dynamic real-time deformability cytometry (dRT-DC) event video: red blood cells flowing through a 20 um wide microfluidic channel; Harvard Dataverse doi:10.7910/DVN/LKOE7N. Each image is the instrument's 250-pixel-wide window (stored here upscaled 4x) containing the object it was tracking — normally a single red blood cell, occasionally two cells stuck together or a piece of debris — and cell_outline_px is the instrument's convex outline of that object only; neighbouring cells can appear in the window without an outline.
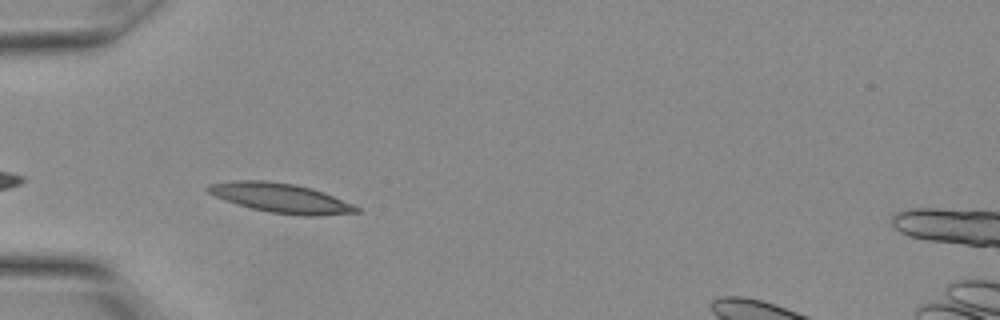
{"species": "Egyptian fruit bat (a non-hibernating species)", "species_latin": "Rousettus aegyptiacus", "temperature_condition": "warm", "stored_images_in_passage": 14, "camera_frame_rate_fps": 3000, "um_per_image_px": 0.085, "animal": {"sex": "female"}, "frame": {"image": 1, "passage_image": 7, "time_ms": 2.0, "image_size_px": [1000, 320], "cell_outline_px": [[360, 212], [320, 216], [304, 216], [268, 212], [252, 208], [216, 196], [208, 192], [204, 188], [208, 184], [236, 180], [264, 180], [292, 184], [312, 188], [324, 192], [352, 204], [360, 208]], "centroid_in_image_um": [23.9, 16.83], "position_along_channel_um": 61.1, "area_um2": 25.26}}
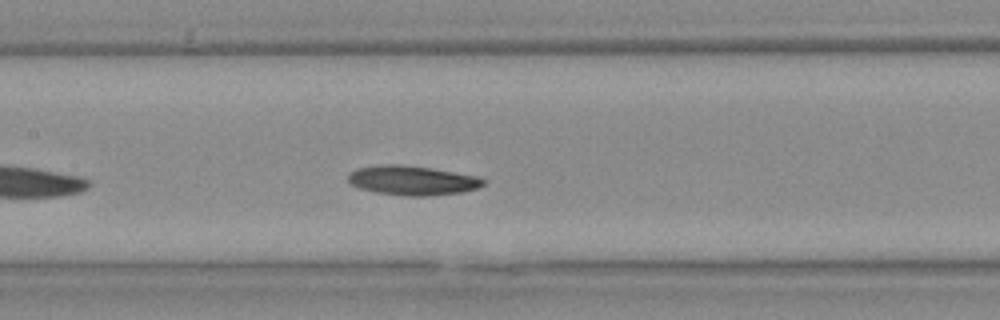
{"frame": {"image": 2, "passage_image": 12, "time_ms": 3.667, "image_size_px": [1000, 320], "cell_outline_px": [[484, 184], [476, 188], [460, 192], [424, 196], [408, 196], [376, 192], [360, 188], [352, 184], [348, 180], [348, 176], [356, 168], [380, 164], [400, 164], [428, 168], [480, 176], [484, 180]], "centroid_in_image_um": [35.03, 15.32], "position_along_channel_um": 172.4, "area_um2": 22.89}}